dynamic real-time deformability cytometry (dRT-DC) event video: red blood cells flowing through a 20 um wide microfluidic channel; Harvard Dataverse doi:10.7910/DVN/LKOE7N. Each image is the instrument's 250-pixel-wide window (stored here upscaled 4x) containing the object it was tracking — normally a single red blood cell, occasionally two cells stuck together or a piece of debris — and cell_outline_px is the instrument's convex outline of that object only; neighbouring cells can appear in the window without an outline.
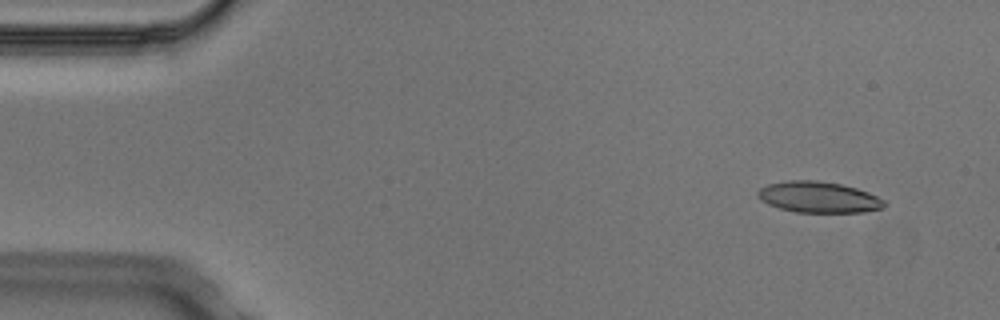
{"species": "Egyptian fruit bat (a non-hibernating species)", "species_latin": "Rousettus aegyptiacus", "temperature_condition": "cold", "stored_images_in_passage": 4, "camera_frame_rate_fps": 3000, "um_per_image_px": 0.085, "animal": {"sex": "male"}, "frame": {"image": 1, "passage_image": 1, "time_ms": 0.0, "image_size_px": [1000, 320], "cell_outline_px": [[888, 204], [884, 208], [864, 212], [792, 212], [768, 204], [760, 200], [756, 192], [760, 188], [768, 184], [788, 180], [816, 180], [840, 184], [856, 188], [868, 192], [884, 200]], "centroid_in_image_um": [69.58, 16.76], "position_along_channel_um": 15.4, "area_um2": 23.0}}
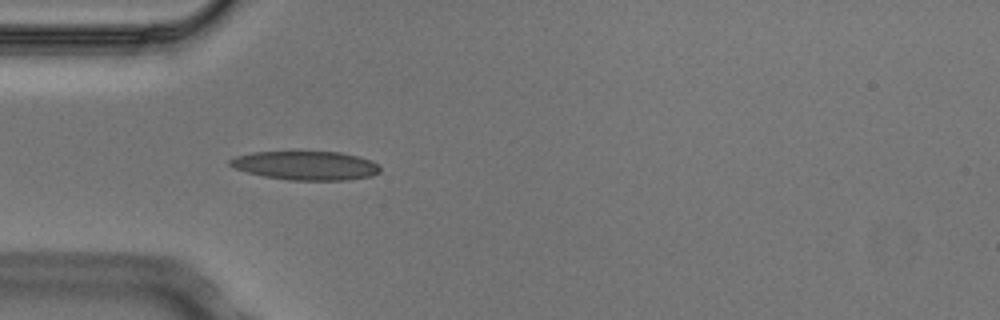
{"frame": {"image": 2, "passage_image": 4, "time_ms": 1.0, "image_size_px": [1000, 320], "cell_outline_px": [[380, 172], [372, 176], [348, 180], [288, 180], [264, 176], [248, 172], [236, 168], [228, 164], [228, 160], [236, 156], [252, 152], [340, 152], [372, 160], [380, 168]], "centroid_in_image_um": [26.0, 14.07], "position_along_channel_um": 59.0, "area_um2": 25.14}}